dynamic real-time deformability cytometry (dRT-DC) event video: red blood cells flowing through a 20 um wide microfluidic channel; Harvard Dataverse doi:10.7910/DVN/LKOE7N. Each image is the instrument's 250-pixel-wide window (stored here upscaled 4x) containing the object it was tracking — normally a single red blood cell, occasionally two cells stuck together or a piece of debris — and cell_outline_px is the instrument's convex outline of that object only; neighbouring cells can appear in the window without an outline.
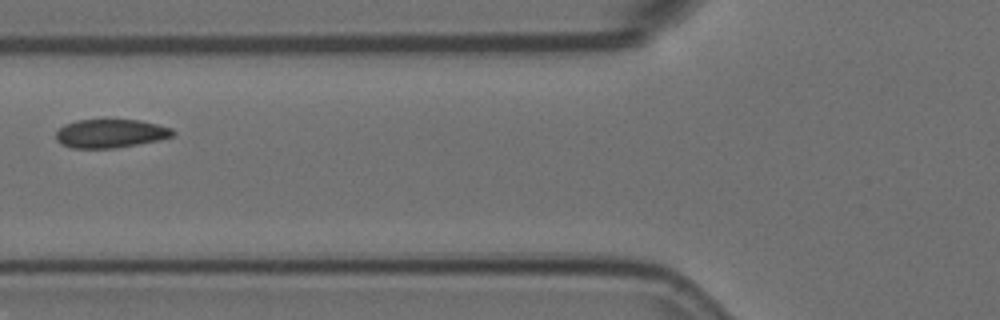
{"species": "Egyptian fruit bat (a non-hibernating species)", "species_latin": "Rousettus aegyptiacus", "temperature_condition": "room temperature", "stored_images_in_passage": 7, "camera_frame_rate_fps": 3000, "um_per_image_px": 0.085, "animal": {"sex": "female"}, "frame": {"image": 1, "passage_image": 3, "time_ms": 0.667, "image_size_px": [1000, 320], "cell_outline_px": [[176, 132], [172, 136], [156, 140], [136, 144], [112, 148], [72, 148], [60, 144], [56, 140], [56, 132], [64, 124], [76, 120], [140, 120], [172, 128]], "centroid_in_image_um": [9.35, 11.34], "position_along_channel_um": 116.4, "area_um2": 19.31}}
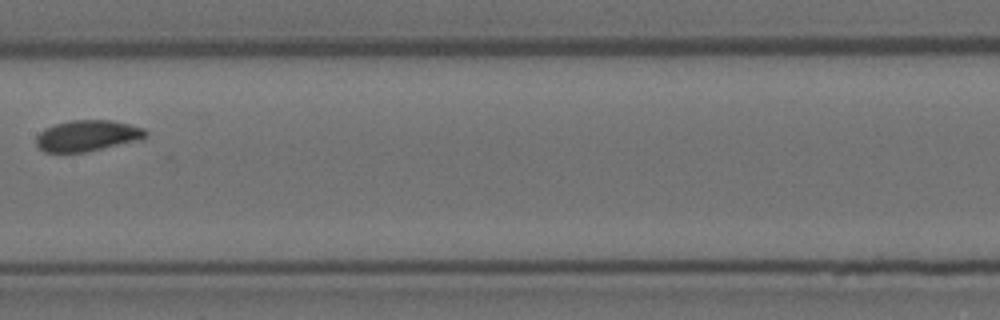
{"frame": {"image": 2, "passage_image": 5, "time_ms": 1.333, "image_size_px": [1000, 320], "cell_outline_px": [[148, 136], [144, 140], [84, 152], [44, 152], [36, 148], [36, 136], [44, 128], [56, 124], [72, 120], [112, 120], [144, 128], [148, 132]], "centroid_in_image_um": [7.45, 11.54], "position_along_channel_um": 199.9, "area_um2": 20.11}}
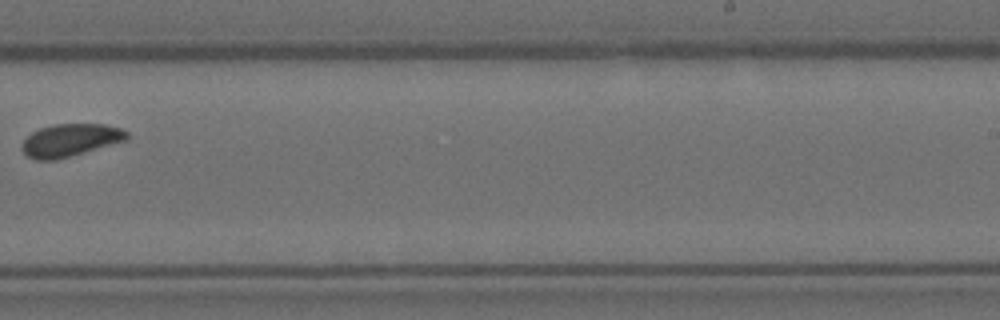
{"frame": {"image": 3, "passage_image": 7, "time_ms": 2.0, "image_size_px": [1000, 320], "cell_outline_px": [[128, 140], [68, 156], [52, 160], [36, 160], [28, 156], [20, 148], [20, 144], [32, 132], [40, 128], [52, 124], [104, 124], [120, 128], [128, 132]], "centroid_in_image_um": [5.96, 11.9], "position_along_channel_um": 283.0, "area_um2": 19.77}}